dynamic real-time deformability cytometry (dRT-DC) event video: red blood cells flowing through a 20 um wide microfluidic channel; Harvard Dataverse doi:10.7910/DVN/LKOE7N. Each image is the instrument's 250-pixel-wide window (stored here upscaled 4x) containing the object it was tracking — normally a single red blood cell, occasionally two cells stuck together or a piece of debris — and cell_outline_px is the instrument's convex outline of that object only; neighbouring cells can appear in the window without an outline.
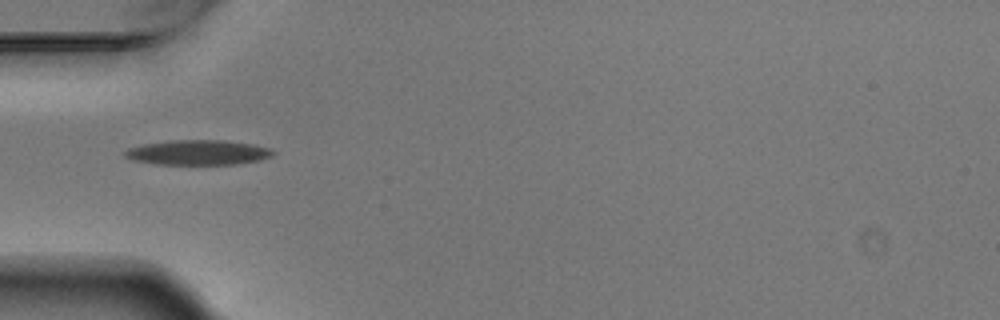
{"species": "Egyptian fruit bat (a non-hibernating species)", "species_latin": "Rousettus aegyptiacus", "temperature_condition": "warm", "stored_images_in_passage": 3, "camera_frame_rate_fps": 3000, "um_per_image_px": 0.085, "animal": {"sex": "male"}, "frame": {"image": 1, "passage_image": 1, "time_ms": 0.0, "image_size_px": [1000, 320], "cell_outline_px": [[276, 152], [272, 156], [260, 160], [236, 164], [156, 164], [132, 160], [124, 156], [124, 152], [128, 148], [144, 144], [168, 140], [224, 140], [252, 144], [272, 148]], "centroid_in_image_um": [16.85, 12.95], "position_along_channel_um": 68.2, "area_um2": 21.62}}
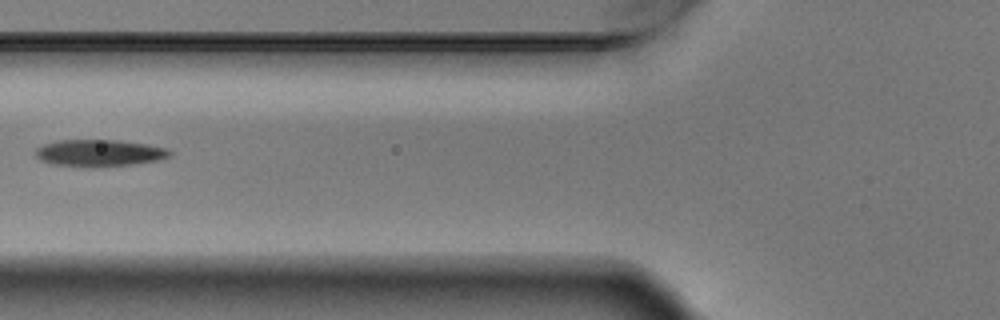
{"frame": {"image": 2, "passage_image": 2, "time_ms": 0.333, "image_size_px": [1000, 320], "cell_outline_px": [[172, 156], [160, 160], [132, 164], [88, 168], [52, 164], [40, 160], [36, 156], [36, 148], [44, 144], [56, 140], [120, 140], [148, 144], [168, 148], [172, 152]], "centroid_in_image_um": [8.47, 13.01], "position_along_channel_um": 117.3, "area_um2": 21.39}}
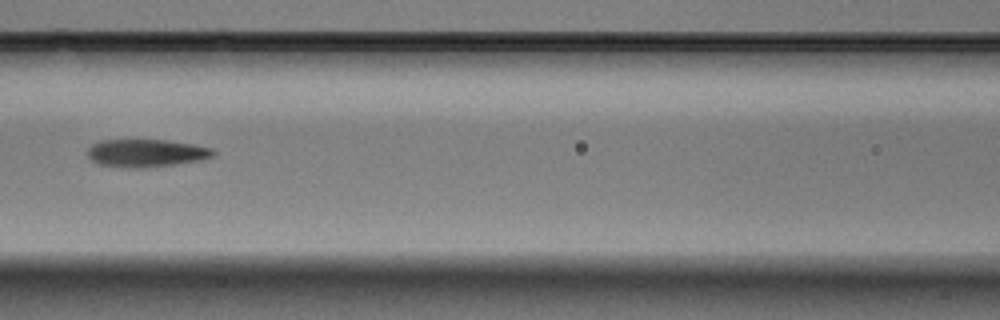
{"frame": {"image": 3, "passage_image": 3, "time_ms": 0.667, "image_size_px": [1000, 320], "cell_outline_px": [[216, 152], [212, 156], [200, 160], [176, 164], [140, 168], [132, 168], [100, 164], [92, 160], [88, 156], [88, 148], [92, 144], [100, 140], [168, 140], [192, 144], [212, 148]], "centroid_in_image_um": [12.43, 13.0], "position_along_channel_um": 154.2, "area_um2": 20.17}}